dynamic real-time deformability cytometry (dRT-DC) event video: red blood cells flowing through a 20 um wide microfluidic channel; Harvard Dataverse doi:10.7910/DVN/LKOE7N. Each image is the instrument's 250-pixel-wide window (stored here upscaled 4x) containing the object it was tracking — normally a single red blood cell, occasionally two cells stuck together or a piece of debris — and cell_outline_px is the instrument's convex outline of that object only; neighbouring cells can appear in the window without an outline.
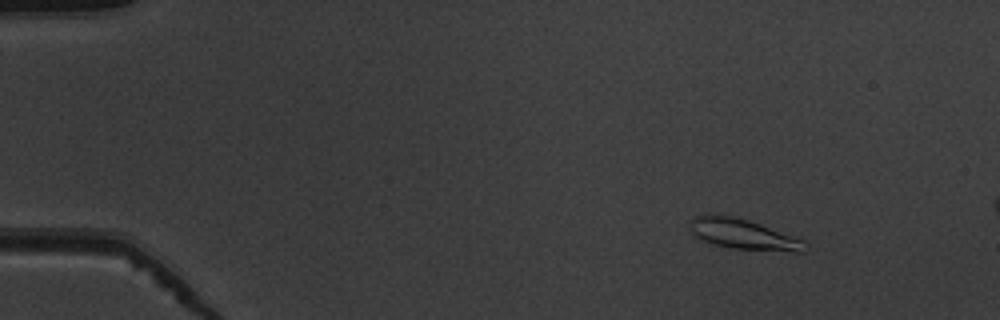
{"species": "common noctule bat (a hibernating species)", "species_latin": "Nyctalus noctula", "temperature_condition": "warm", "stored_images_in_passage": 9, "camera_frame_rate_fps": 3000, "um_per_image_px": 0.085, "animal": {"sex": "male", "body_mass_g": 19.5, "forearm_length_mm": 54.6}, "frame": {"image": 1, "passage_image": 2, "time_ms": 0.333, "image_size_px": [1000, 320], "cell_outline_px": [[808, 248], [804, 252], [796, 252], [732, 248], [712, 244], [700, 240], [692, 232], [688, 224], [692, 216], [704, 212], [712, 212], [732, 216], [748, 220], [808, 240]], "centroid_in_image_um": [63.17, 19.88], "position_along_channel_um": 21.8, "area_um2": 21.15}}